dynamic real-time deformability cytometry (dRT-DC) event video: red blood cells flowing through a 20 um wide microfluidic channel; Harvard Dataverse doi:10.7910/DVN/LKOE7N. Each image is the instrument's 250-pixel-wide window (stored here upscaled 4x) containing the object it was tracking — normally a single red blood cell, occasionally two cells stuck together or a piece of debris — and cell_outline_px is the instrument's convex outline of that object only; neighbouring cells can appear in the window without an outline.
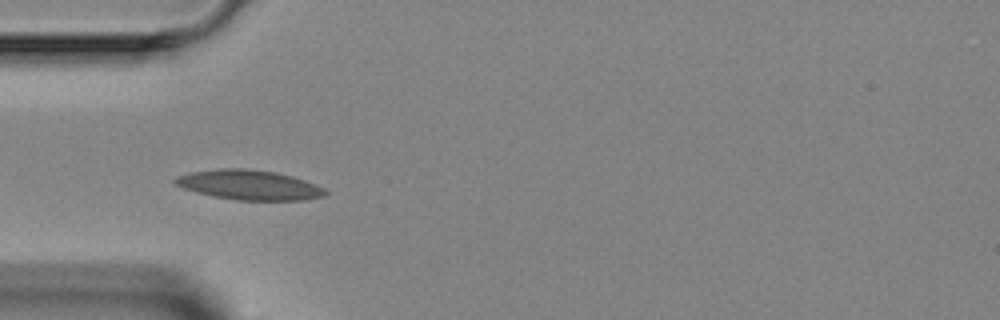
{"species": "Egyptian fruit bat (a non-hibernating species)", "species_latin": "Rousettus aegyptiacus", "temperature_condition": "room temperature", "stored_images_in_passage": 7, "camera_frame_rate_fps": 3000, "um_per_image_px": 0.085, "animal": {"sex": "female"}, "frame": {"image": 1, "passage_image": 4, "time_ms": 3.667, "image_size_px": [1000, 320], "cell_outline_px": [[328, 192], [324, 196], [304, 200], [236, 200], [212, 196], [196, 192], [184, 188], [176, 184], [172, 180], [180, 176], [192, 172], [220, 168], [244, 168], [276, 172], [292, 176], [304, 180], [324, 188]], "centroid_in_image_um": [21.2, 15.72], "position_along_channel_um": 63.8, "area_um2": 25.89}}
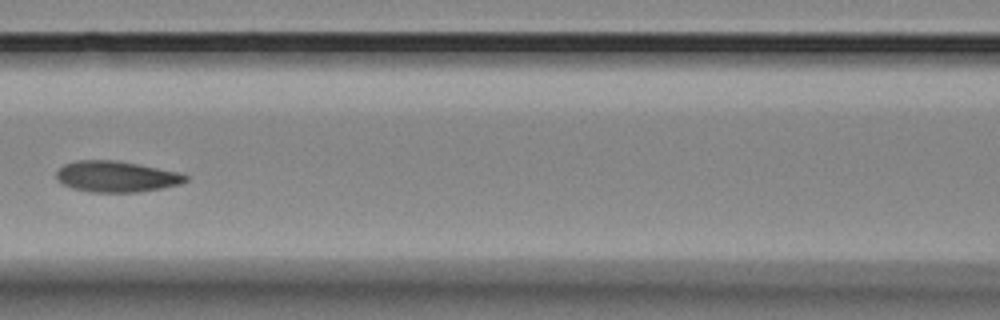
{"frame": {"image": 2, "passage_image": 6, "time_ms": 6.0, "image_size_px": [1000, 320], "cell_outline_px": [[188, 180], [180, 184], [140, 192], [92, 192], [72, 188], [64, 184], [56, 176], [56, 172], [64, 164], [76, 160], [116, 160], [176, 172], [188, 176]], "centroid_in_image_um": [9.87, 15.01], "position_along_channel_um": 156.7, "area_um2": 23.0}}
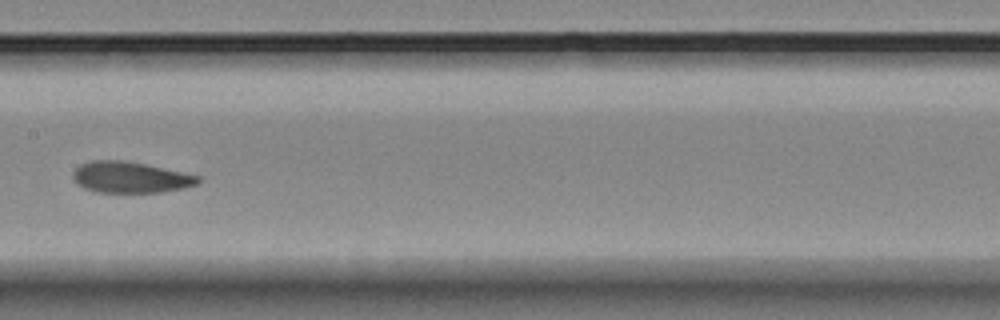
{"frame": {"image": 3, "passage_image": 7, "time_ms": 7.0, "image_size_px": [1000, 320], "cell_outline_px": [[204, 180], [200, 184], [184, 188], [160, 192], [96, 192], [84, 188], [76, 184], [72, 176], [72, 172], [80, 164], [92, 160], [124, 160], [184, 172], [200, 176]], "centroid_in_image_um": [11.1, 15.07], "position_along_channel_um": 196.3, "area_um2": 22.95}}